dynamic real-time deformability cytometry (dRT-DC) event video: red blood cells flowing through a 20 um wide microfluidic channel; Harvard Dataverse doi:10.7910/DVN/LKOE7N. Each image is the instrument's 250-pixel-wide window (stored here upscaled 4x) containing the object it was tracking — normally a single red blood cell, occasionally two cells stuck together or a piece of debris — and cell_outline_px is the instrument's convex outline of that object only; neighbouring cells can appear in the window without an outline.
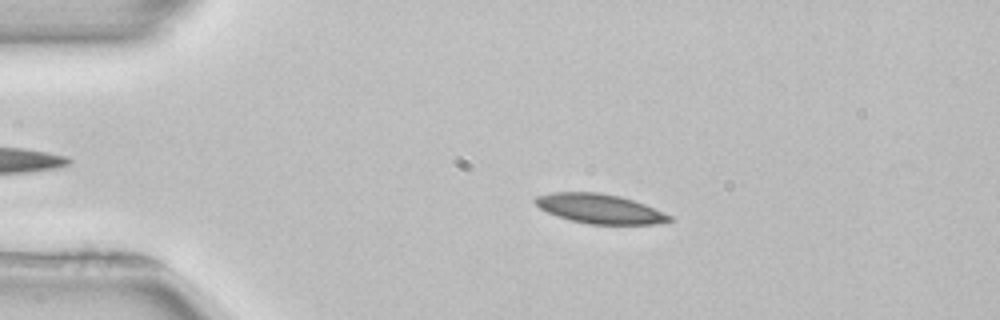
{"species": "common noctule bat (a hibernating species)", "species_latin": "Nyctalus noctula", "temperature_condition": "room temperature", "stored_images_in_passage": 51, "camera_frame_rate_fps": 3000, "um_per_image_px": 0.085, "animal": {"sex": "female", "body_mass_g": 22.7, "forearm_length_mm": 54.2}, "frame": {"image": 1, "passage_image": 10, "time_ms": 3.0, "image_size_px": [1000, 320], "cell_outline_px": [[672, 220], [656, 224], [588, 224], [556, 216], [540, 208], [532, 200], [536, 196], [552, 192], [600, 192], [620, 196], [644, 204], [672, 216]], "centroid_in_image_um": [50.94, 17.73], "position_along_channel_um": 34.1, "area_um2": 22.95}}
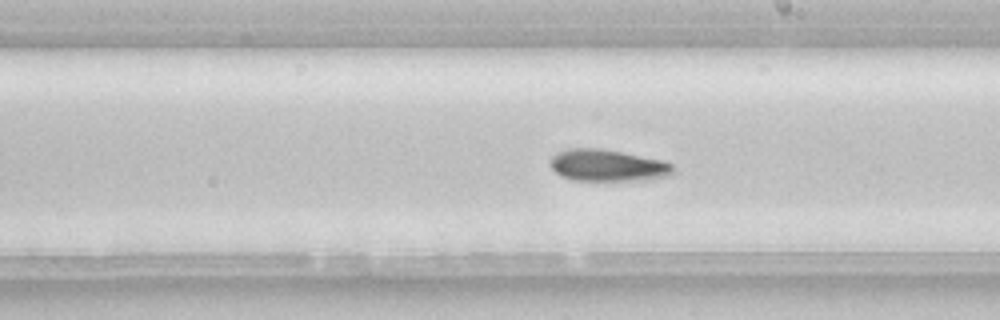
{"frame": {"image": 2, "passage_image": 29, "time_ms": 9.333, "image_size_px": [1000, 320], "cell_outline_px": [[676, 172], [668, 176], [652, 180], [572, 180], [560, 176], [548, 164], [552, 156], [556, 152], [568, 148], [600, 148], [664, 160], [672, 164], [676, 168]], "centroid_in_image_um": [51.67, 14.06], "position_along_channel_um": 237.3, "area_um2": 23.18}}
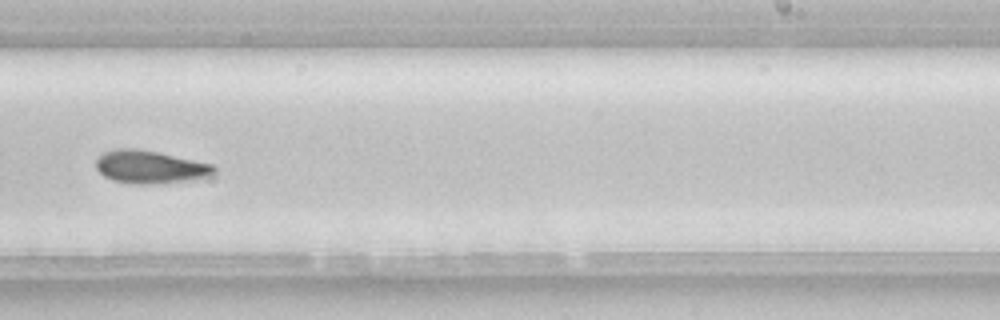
{"frame": {"image": 3, "passage_image": 32, "time_ms": 10.333, "image_size_px": [1000, 320], "cell_outline_px": [[216, 172], [212, 176], [192, 180], [148, 184], [136, 184], [112, 180], [104, 176], [96, 168], [96, 160], [104, 152], [112, 148], [136, 148], [160, 152], [212, 164], [216, 168]], "centroid_in_image_um": [12.77, 14.18], "position_along_channel_um": 276.2, "area_um2": 22.83}, "authors_computed_cell_mechanics": {"area_um2": 22.9466, "velocity_mm_per_s": 3.9165, "shape_relaxation_time_tau1_ms": 4.8768, "shape_relaxation_time_tau2_ms": null, "deformation_change_tau1": 0.1164, "deformation_change_tau2": null}}